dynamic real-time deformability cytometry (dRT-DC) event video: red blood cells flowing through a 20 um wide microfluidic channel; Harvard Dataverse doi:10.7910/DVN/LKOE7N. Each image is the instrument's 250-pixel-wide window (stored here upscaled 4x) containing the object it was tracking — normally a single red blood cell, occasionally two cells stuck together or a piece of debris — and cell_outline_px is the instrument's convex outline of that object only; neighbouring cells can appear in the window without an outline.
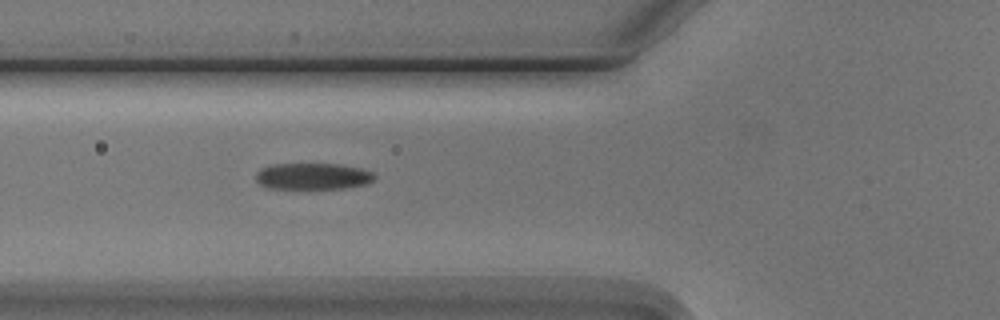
{"species": "Egyptian fruit bat (a non-hibernating species)", "species_latin": "Rousettus aegyptiacus", "temperature_condition": "cold", "stored_images_in_passage": 5, "segment_of_instrument_passage": [1, 2], "camera_frame_rate_fps": 3000, "um_per_image_px": 0.085, "animal": {"sex": "male"}, "frame": {"image": 1, "passage_image": 4, "time_ms": 3.333, "image_size_px": [1000, 320], "cell_outline_px": [[376, 176], [368, 184], [348, 188], [268, 188], [260, 184], [256, 180], [256, 172], [260, 168], [268, 164], [340, 164], [360, 168], [372, 172]], "centroid_in_image_um": [26.58, 14.97], "position_along_channel_um": 99.2, "area_um2": 18.38}}